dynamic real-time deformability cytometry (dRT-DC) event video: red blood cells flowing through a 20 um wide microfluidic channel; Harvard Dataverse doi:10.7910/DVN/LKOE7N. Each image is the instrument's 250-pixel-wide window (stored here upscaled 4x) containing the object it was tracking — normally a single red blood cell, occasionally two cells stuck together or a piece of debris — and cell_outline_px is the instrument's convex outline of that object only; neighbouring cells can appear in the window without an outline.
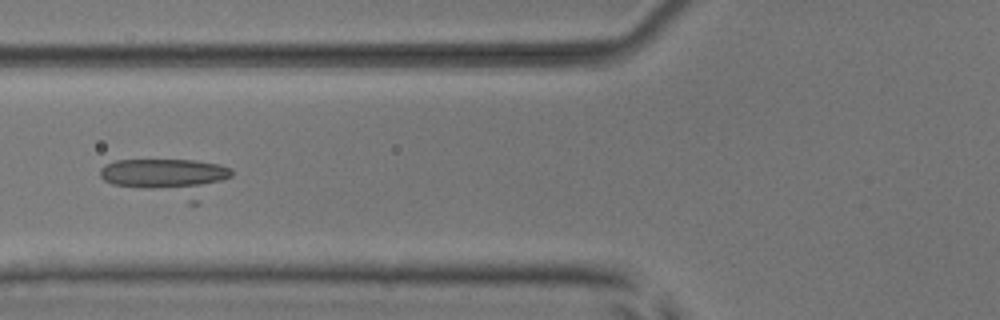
{"species": "common noctule bat (a hibernating species)", "species_latin": "Nyctalus noctula", "temperature_condition": "room temperature", "stored_images_in_passage": 36, "camera_frame_rate_fps": 3000, "um_per_image_px": 0.085, "animal": {"sex": "male", "body_mass_g": 17.9, "forearm_length_mm": 54.2}, "frame": {"image": 1, "passage_image": 16, "time_ms": 5.0, "image_size_px": [1000, 320], "cell_outline_px": [[232, 176], [196, 204], [188, 204], [112, 184], [104, 180], [100, 176], [100, 168], [104, 164], [116, 160], [196, 160], [216, 164], [232, 168]], "centroid_in_image_um": [14.26, 15.11], "position_along_channel_um": 111.5, "area_um2": 29.48}}